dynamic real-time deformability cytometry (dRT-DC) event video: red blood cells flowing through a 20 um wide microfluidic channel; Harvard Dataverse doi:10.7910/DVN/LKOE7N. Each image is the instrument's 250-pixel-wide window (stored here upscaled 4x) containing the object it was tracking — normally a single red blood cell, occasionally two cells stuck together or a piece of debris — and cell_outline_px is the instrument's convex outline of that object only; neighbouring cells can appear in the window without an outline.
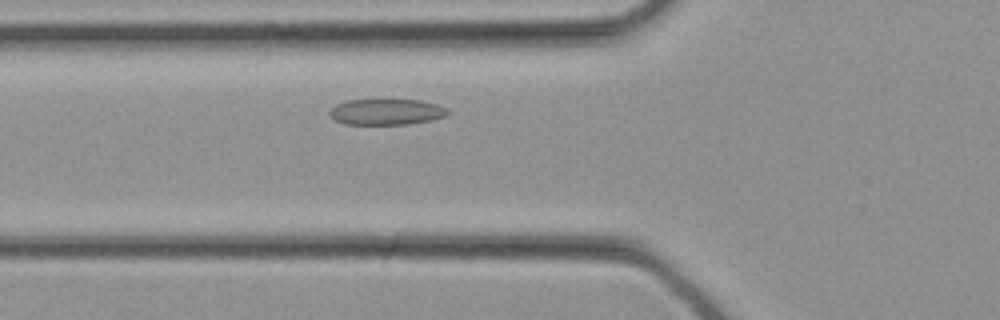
{"species": "common noctule bat (a hibernating species)", "species_latin": "Nyctalus noctula", "temperature_condition": "cold", "stored_images_in_passage": 24, "camera_frame_rate_fps": 3000, "um_per_image_px": 0.085, "animal": {"sex": "female", "body_mass_g": 21.9}, "frame": {"image": 1, "passage_image": 3, "time_ms": 0.667, "image_size_px": [1000, 320], "cell_outline_px": [[452, 112], [448, 116], [432, 120], [408, 124], [344, 124], [336, 120], [328, 112], [336, 104], [348, 100], [420, 100], [436, 104], [448, 108]], "centroid_in_image_um": [32.91, 9.51], "position_along_channel_um": 92.9, "area_um2": 17.92}}
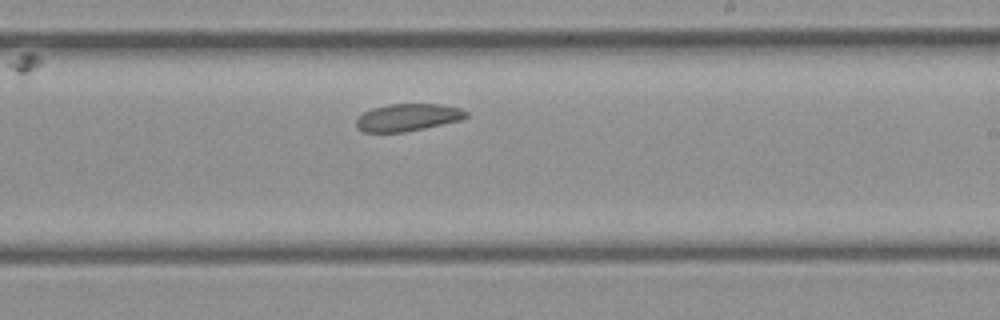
{"frame": {"image": 2, "passage_image": 11, "time_ms": 3.333, "image_size_px": [1000, 320], "cell_outline_px": [[468, 116], [460, 120], [424, 128], [404, 132], [364, 132], [356, 128], [356, 120], [364, 112], [372, 108], [388, 104], [440, 104], [460, 108], [468, 112]], "centroid_in_image_um": [34.65, 9.97], "position_along_channel_um": 254.4, "area_um2": 17.46}}
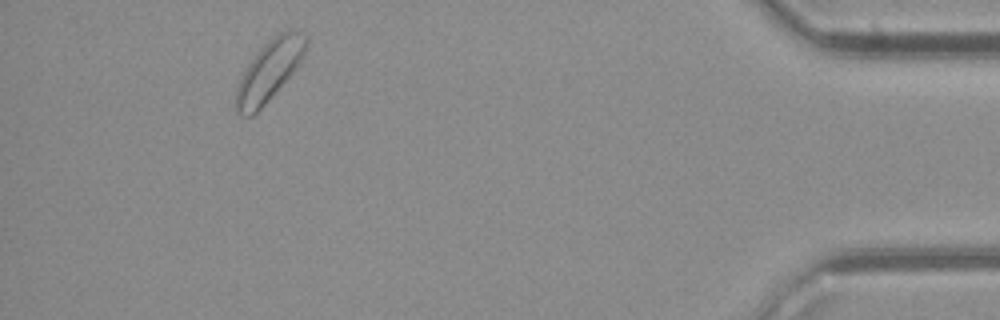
{"frame": {"image": 3, "passage_image": 22, "time_ms": 7.0, "image_size_px": [1000, 320], "cell_outline_px": [[308, 44], [304, 56], [300, 64], [268, 100], [252, 116], [240, 116], [236, 112], [236, 88], [248, 64], [256, 52], [268, 40], [280, 32], [292, 28], [304, 32], [308, 36]], "centroid_in_image_um": [22.93, 5.95], "position_along_channel_um": 412.3, "area_um2": 24.74}}